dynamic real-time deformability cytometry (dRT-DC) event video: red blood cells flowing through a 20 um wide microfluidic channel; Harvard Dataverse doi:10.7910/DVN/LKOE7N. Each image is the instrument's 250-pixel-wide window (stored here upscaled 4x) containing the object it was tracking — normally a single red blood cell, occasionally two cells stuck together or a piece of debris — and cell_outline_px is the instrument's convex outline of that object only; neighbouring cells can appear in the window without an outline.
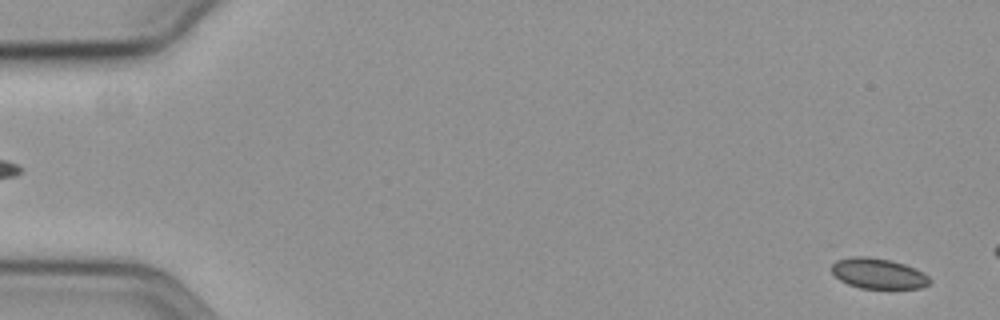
{"species": "common noctule bat (a hibernating species)", "species_latin": "Nyctalus noctula", "temperature_condition": "cold", "stored_images_in_passage": 10, "camera_frame_rate_fps": 3000, "um_per_image_px": 0.085, "animal": {"sex": "female", "body_mass_g": 19.3, "forearm_length_mm": 54.1}, "frame": {"image": 1, "passage_image": 2, "time_ms": 0.333, "image_size_px": [1000, 320], "cell_outline_px": [[932, 280], [928, 284], [920, 288], [860, 288], [848, 284], [840, 280], [832, 272], [832, 264], [840, 256], [868, 256], [892, 260], [916, 268], [924, 272]], "centroid_in_image_um": [74.63, 23.22], "position_along_channel_um": 10.4, "area_um2": 17.69}}